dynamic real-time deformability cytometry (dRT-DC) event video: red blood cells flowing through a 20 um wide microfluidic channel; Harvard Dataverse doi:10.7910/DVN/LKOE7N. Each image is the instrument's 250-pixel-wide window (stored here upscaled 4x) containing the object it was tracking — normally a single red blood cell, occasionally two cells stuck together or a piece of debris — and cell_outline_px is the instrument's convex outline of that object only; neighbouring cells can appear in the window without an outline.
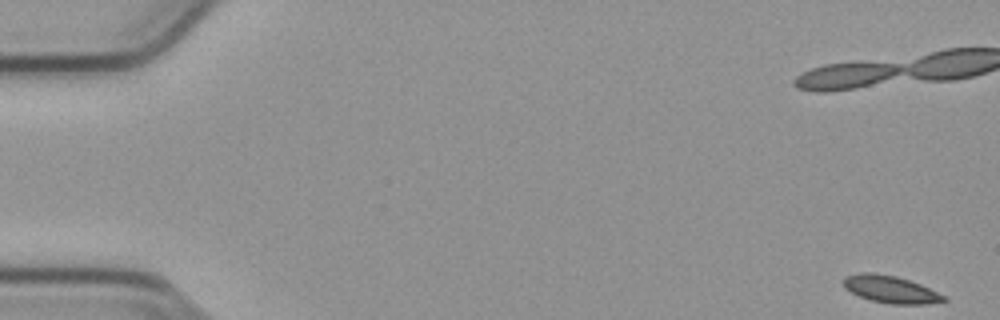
{"species": "common noctule bat (a hibernating species)", "species_latin": "Nyctalus noctula", "temperature_condition": "cold", "stored_images_in_passage": 55, "camera_frame_rate_fps": 3000, "um_per_image_px": 0.085, "animal": {"sex": "male", "body_mass_g": 23.1, "forearm_length_mm": 52.7}, "frame": {"image": 1, "passage_image": 1, "time_ms": 0.0, "image_size_px": [1000, 320], "cell_outline_px": [[948, 300], [924, 304], [888, 304], [872, 300], [860, 296], [844, 288], [840, 280], [844, 276], [860, 272], [872, 272], [896, 276], [920, 284], [944, 296]], "centroid_in_image_um": [75.61, 24.58], "position_along_channel_um": 9.4, "area_um2": 15.9}}